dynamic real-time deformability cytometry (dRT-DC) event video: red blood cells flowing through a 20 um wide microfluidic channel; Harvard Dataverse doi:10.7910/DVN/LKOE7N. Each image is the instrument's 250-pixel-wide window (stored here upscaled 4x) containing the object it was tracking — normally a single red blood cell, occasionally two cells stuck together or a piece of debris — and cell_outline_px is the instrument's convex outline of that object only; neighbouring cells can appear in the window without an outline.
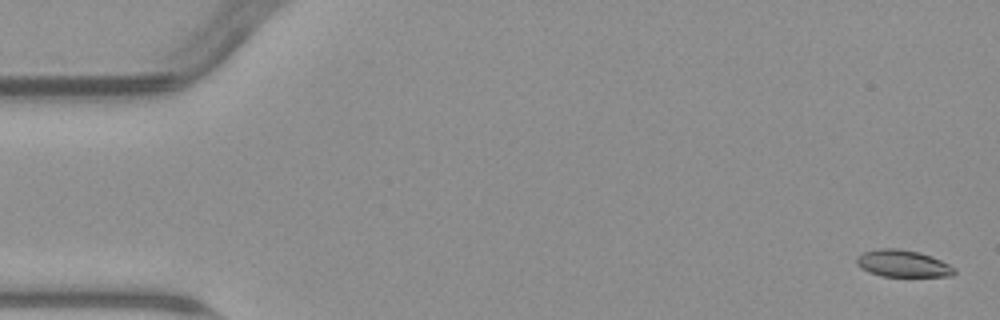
{"species": "common noctule bat (a hibernating species)", "species_latin": "Nyctalus noctula", "temperature_condition": "warm", "stored_images_in_passage": 6, "camera_frame_rate_fps": 3000, "um_per_image_px": 0.085, "animal": {"sex": "male", "body_mass_g": 23.1, "forearm_length_mm": 52.7}, "frame": {"image": 1, "passage_image": 1, "time_ms": 0.0, "image_size_px": [1000, 320], "cell_outline_px": [[956, 272], [952, 276], [880, 276], [868, 272], [860, 268], [856, 264], [856, 256], [864, 252], [880, 248], [896, 248], [920, 252], [932, 256], [956, 268]], "centroid_in_image_um": [76.72, 22.4], "position_along_channel_um": 8.3, "area_um2": 15.49}}
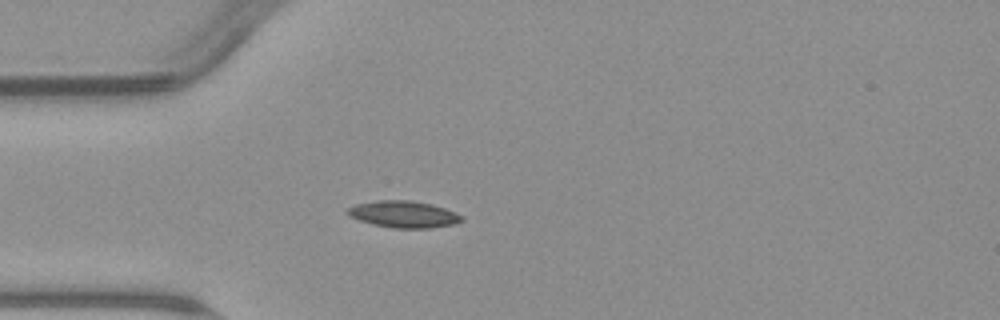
{"frame": {"image": 2, "passage_image": 5, "time_ms": 4.667, "image_size_px": [1000, 320], "cell_outline_px": [[464, 220], [452, 224], [432, 228], [392, 228], [372, 224], [348, 216], [344, 212], [348, 208], [356, 204], [376, 200], [408, 200], [432, 204], [456, 212], [464, 216]], "centroid_in_image_um": [34.3, 18.21], "position_along_channel_um": 50.7, "area_um2": 17.92}}